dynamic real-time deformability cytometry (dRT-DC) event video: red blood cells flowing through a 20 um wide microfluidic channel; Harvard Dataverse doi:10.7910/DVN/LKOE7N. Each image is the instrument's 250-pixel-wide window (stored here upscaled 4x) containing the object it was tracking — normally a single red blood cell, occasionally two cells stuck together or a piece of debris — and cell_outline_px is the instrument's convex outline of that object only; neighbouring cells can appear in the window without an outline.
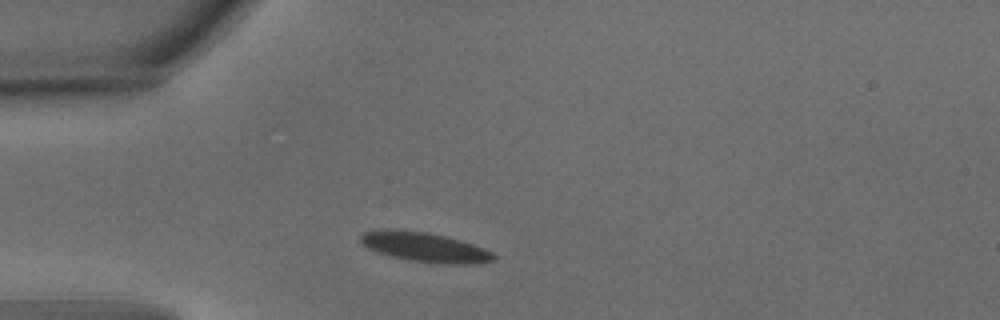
{"species": "common noctule bat (a hibernating species)", "species_latin": "Nyctalus noctula", "temperature_condition": "warm", "stored_images_in_passage": 30, "camera_frame_rate_fps": 3000, "um_per_image_px": 0.085, "animal": {"sex": "male", "body_mass_g": 15.6}, "frame": {"image": 1, "passage_image": 1, "time_ms": 0.0, "image_size_px": [1000, 320], "cell_outline_px": [[496, 260], [480, 264], [448, 264], [408, 260], [376, 252], [368, 248], [360, 240], [360, 236], [364, 232], [428, 232], [444, 236], [472, 244], [484, 248], [492, 252], [496, 256]], "centroid_in_image_um": [36.24, 21.07], "position_along_channel_um": 48.8, "area_um2": 22.02}}
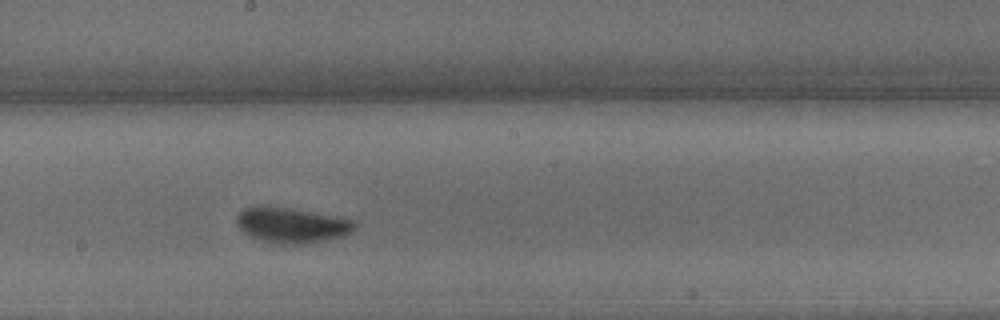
{"frame": {"image": 2, "passage_image": 16, "time_ms": 5.0, "image_size_px": [1000, 320], "cell_outline_px": [[356, 228], [352, 232], [344, 236], [304, 244], [276, 244], [248, 236], [236, 224], [236, 216], [244, 208], [260, 204], [288, 208], [352, 220], [356, 224]], "centroid_in_image_um": [24.73, 19.14], "position_along_channel_um": 223.5, "area_um2": 24.28}}
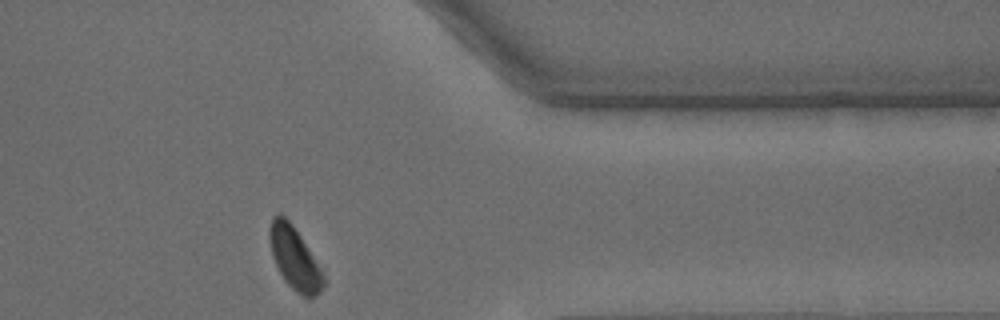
{"frame": {"image": 3, "passage_image": 30, "time_ms": 9.667, "image_size_px": [1000, 320], "cell_outline_px": [[324, 284], [320, 292], [316, 296], [308, 300], [296, 292], [284, 280], [272, 256], [268, 232], [272, 216], [280, 212], [292, 224], [300, 236], [320, 268], [324, 276]], "centroid_in_image_um": [25.02, 21.96], "position_along_channel_um": 386.4, "area_um2": 19.48}, "authors_computed_cell_mechanics": {"area_um2": 22.2241, "velocity_mm_per_s": 3.7861, "shape_relaxation_time_tau1_ms": 6.2216, "shape_relaxation_time_tau2_ms": null, "deformation_change_tau1": 0.2367, "deformation_change_tau2": null}}